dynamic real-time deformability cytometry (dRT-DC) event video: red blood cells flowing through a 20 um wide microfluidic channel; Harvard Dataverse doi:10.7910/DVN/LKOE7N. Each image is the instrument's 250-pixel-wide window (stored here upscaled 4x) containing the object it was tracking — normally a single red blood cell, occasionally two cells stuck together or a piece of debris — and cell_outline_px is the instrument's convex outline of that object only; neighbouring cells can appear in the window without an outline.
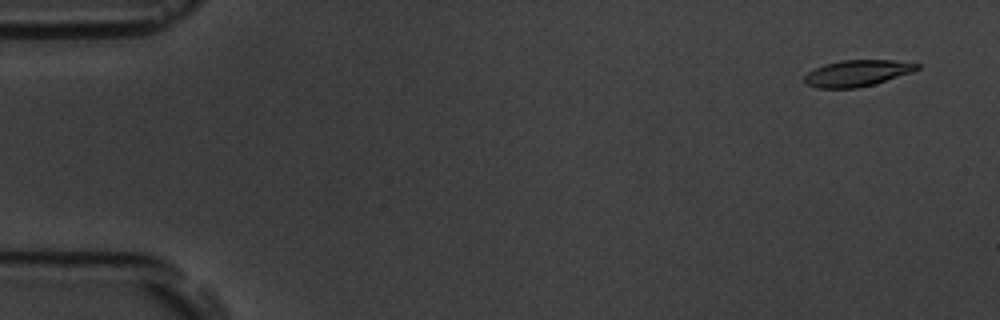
{"species": "common noctule bat (a hibernating species)", "species_latin": "Nyctalus noctula", "temperature_condition": "room temperature", "stored_images_in_passage": 15, "camera_frame_rate_fps": 3000, "um_per_image_px": 0.085, "animal": {"sex": "male", "body_mass_g": 19.5, "forearm_length_mm": 54.6}, "frame": {"image": 1, "passage_image": 1, "time_ms": 0.0, "image_size_px": [1000, 320], "cell_outline_px": [[920, 68], [912, 72], [872, 84], [856, 88], [816, 88], [808, 84], [804, 80], [804, 76], [808, 72], [824, 64], [840, 60], [892, 60], [920, 64]], "centroid_in_image_um": [72.84, 6.21], "position_along_channel_um": 12.2, "area_um2": 17.05}}
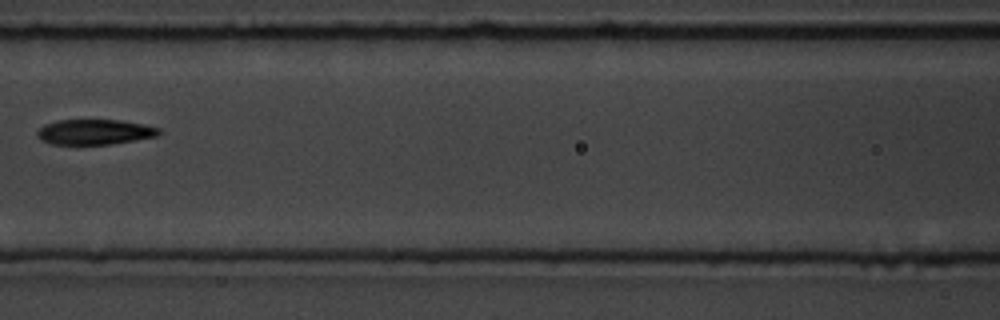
{"frame": {"image": 2, "passage_image": 7, "time_ms": 7.667, "image_size_px": [1000, 320], "cell_outline_px": [[160, 132], [156, 136], [112, 144], [52, 144], [40, 140], [36, 136], [36, 132], [44, 124], [56, 120], [124, 120], [144, 124], [160, 128]], "centroid_in_image_um": [8.02, 11.21], "position_along_channel_um": 158.6, "area_um2": 17.98}}
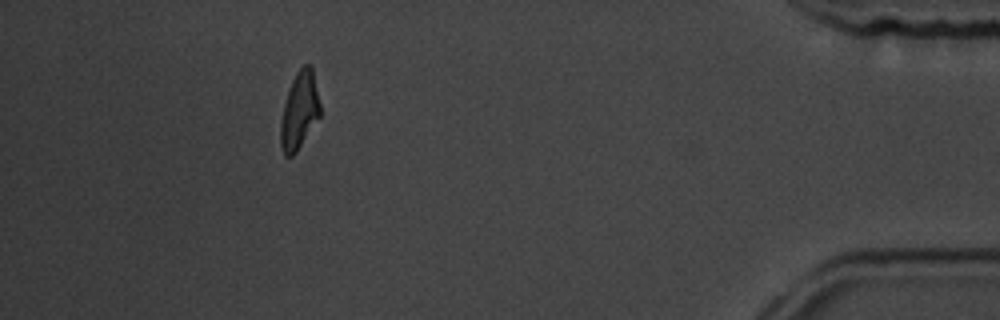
{"frame": {"image": 3, "passage_image": 14, "time_ms": 16.333, "image_size_px": [1000, 320], "cell_outline_px": [[320, 116], [296, 152], [292, 156], [284, 156], [280, 144], [280, 124], [284, 104], [292, 80], [296, 72], [304, 64], [312, 64], [320, 104]], "centroid_in_image_um": [25.45, 9.39], "position_along_channel_um": 409.8, "area_um2": 17.74}, "authors_computed_cell_mechanics": {"area_um2": 18.5538, "velocity_mm_per_s": 3.5661, "shape_relaxation_time_tau1_ms": 5.0326, "shape_relaxation_time_tau2_ms": 6.7877, "deformation_change_tau1": 0.1765, "deformation_change_tau2": 0.1512}}